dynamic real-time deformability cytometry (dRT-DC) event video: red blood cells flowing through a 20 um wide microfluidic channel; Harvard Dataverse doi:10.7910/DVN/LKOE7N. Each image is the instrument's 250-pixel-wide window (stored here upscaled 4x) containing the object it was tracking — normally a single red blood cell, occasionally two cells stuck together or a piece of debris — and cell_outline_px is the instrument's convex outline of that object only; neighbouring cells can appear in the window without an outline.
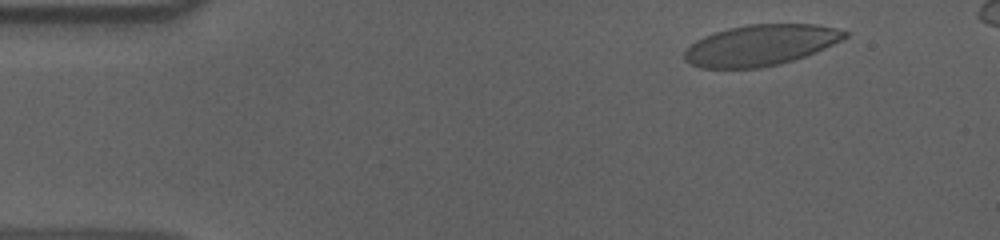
{"species": "human", "species_latin": "Homo sapiens", "temperature_condition": "cold", "stored_images_in_passage": 53, "camera_frame_rate_fps": 3000, "um_per_image_px": 0.085, "donor": {"sex": "male"}, "frame": {"image": 1, "passage_image": 4, "time_ms": 1.0, "image_size_px": [1000, 240], "cell_outline_px": [[848, 36], [824, 48], [804, 56], [780, 64], [760, 68], [700, 68], [684, 60], [684, 52], [696, 40], [704, 36], [728, 28], [748, 24], [816, 24], [836, 28], [848, 32]], "centroid_in_image_um": [64.63, 3.84], "position_along_channel_um": 20.4, "area_um2": 37.97}}
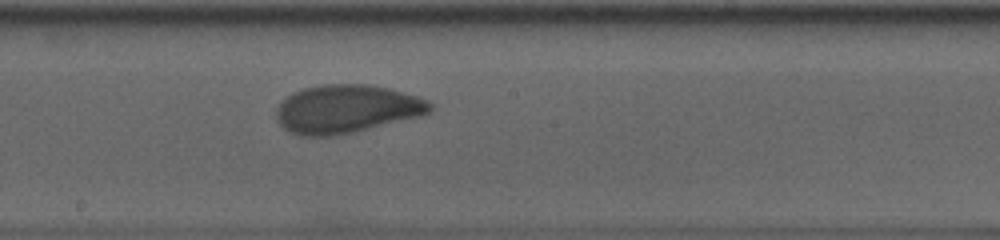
{"frame": {"image": 2, "passage_image": 28, "time_ms": 9.0, "image_size_px": [1000, 240], "cell_outline_px": [[432, 112], [420, 116], [336, 136], [300, 136], [288, 132], [276, 120], [276, 108], [292, 92], [304, 88], [324, 84], [368, 84], [388, 88], [416, 96], [428, 100], [432, 104]], "centroid_in_image_um": [29.44, 9.27], "position_along_channel_um": 218.8, "area_um2": 43.29}}
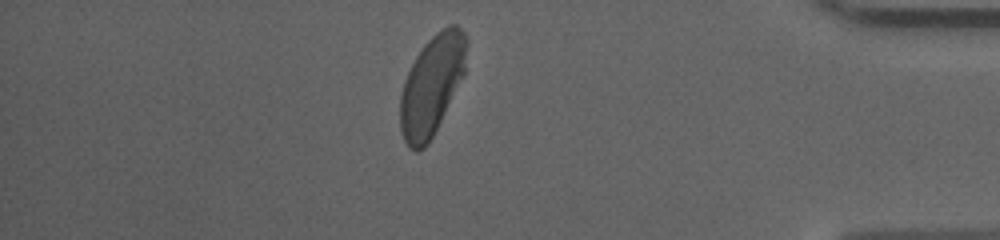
{"frame": {"image": 3, "passage_image": 46, "time_ms": 15.0, "image_size_px": [1000, 240], "cell_outline_px": [[468, 44], [464, 76], [428, 144], [424, 148], [416, 152], [408, 148], [404, 140], [400, 128], [400, 96], [404, 80], [416, 56], [424, 44], [436, 32], [448, 24], [456, 24], [464, 32], [468, 40]], "centroid_in_image_um": [36.72, 7.23], "position_along_channel_um": 398.5, "area_um2": 38.84}, "authors_computed_cell_mechanics": {"area_um2": 41.2114, "velocity_mm_per_s": 3.5987, "shape_relaxation_time_tau1_ms": 4.3254, "shape_relaxation_time_tau2_ms": 1.2199, "deformation_change_tau1": 0.1527, "deformation_change_tau2": 0.0605}}